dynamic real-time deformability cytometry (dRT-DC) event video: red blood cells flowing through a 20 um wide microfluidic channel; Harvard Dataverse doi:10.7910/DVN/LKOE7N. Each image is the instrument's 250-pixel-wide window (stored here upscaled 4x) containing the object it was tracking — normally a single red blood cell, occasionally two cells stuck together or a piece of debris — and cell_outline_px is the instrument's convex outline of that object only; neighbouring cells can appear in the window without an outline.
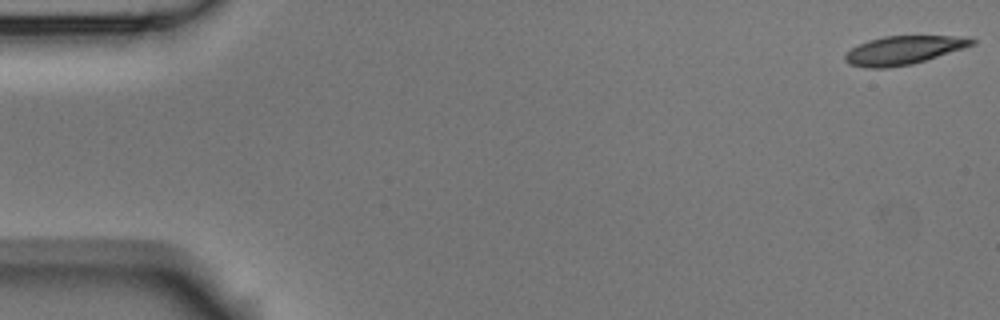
{"species": "Egyptian fruit bat (a non-hibernating species)", "species_latin": "Rousettus aegyptiacus", "temperature_condition": "room temperature", "stored_images_in_passage": 5, "camera_frame_rate_fps": 3000, "um_per_image_px": 0.085, "animal": {"sex": "male"}, "frame": {"image": 1, "passage_image": 1, "time_ms": 0.0, "image_size_px": [1000, 320], "cell_outline_px": [[976, 44], [964, 48], [912, 64], [888, 68], [864, 68], [848, 64], [844, 60], [844, 56], [852, 48], [868, 40], [884, 36], [956, 36], [976, 40]], "centroid_in_image_um": [76.77, 4.28], "position_along_channel_um": 8.2, "area_um2": 20.98}}
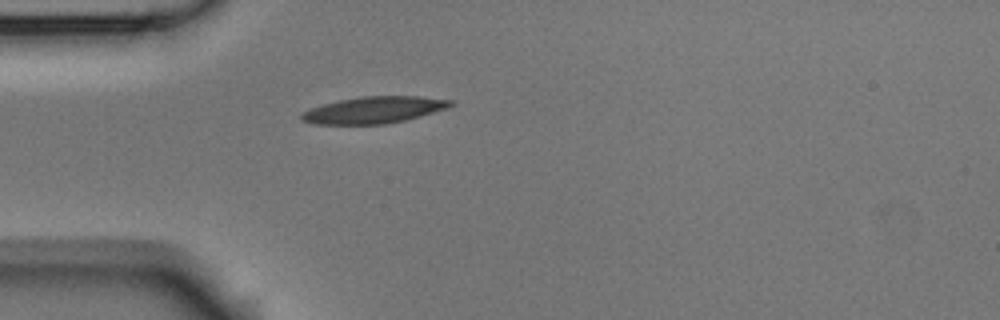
{"frame": {"image": 2, "passage_image": 5, "time_ms": 1.333, "image_size_px": [1000, 320], "cell_outline_px": [[456, 104], [420, 116], [404, 120], [384, 124], [316, 124], [300, 120], [300, 116], [308, 108], [340, 100], [360, 96], [420, 96], [452, 100]], "centroid_in_image_um": [31.76, 9.34], "position_along_channel_um": 53.2, "area_um2": 23.0}}